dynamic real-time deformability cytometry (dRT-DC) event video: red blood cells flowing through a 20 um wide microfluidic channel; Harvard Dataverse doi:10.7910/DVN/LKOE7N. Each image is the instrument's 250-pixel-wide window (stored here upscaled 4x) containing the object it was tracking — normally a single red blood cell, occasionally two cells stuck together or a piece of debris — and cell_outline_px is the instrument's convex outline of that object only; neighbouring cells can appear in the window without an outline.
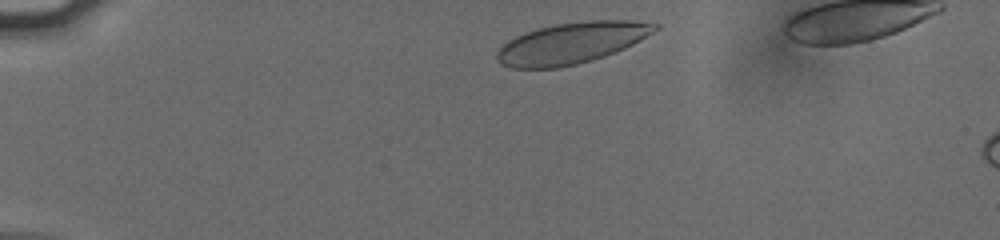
{"species": "human", "species_latin": "Homo sapiens", "temperature_condition": "cold", "stored_images_in_passage": 39, "camera_frame_rate_fps": 3000, "um_per_image_px": 0.085, "donor": {"sex": "male"}, "frame": {"image": 1, "passage_image": 2, "time_ms": 0.333, "image_size_px": [1000, 240], "cell_outline_px": [[660, 28], [632, 44], [624, 48], [604, 56], [592, 60], [576, 64], [556, 68], [512, 68], [500, 64], [496, 60], [496, 52], [508, 40], [524, 32], [556, 24], [588, 20], [632, 20], [660, 24]], "centroid_in_image_um": [48.57, 3.65], "position_along_channel_um": 36.4, "area_um2": 37.8}}
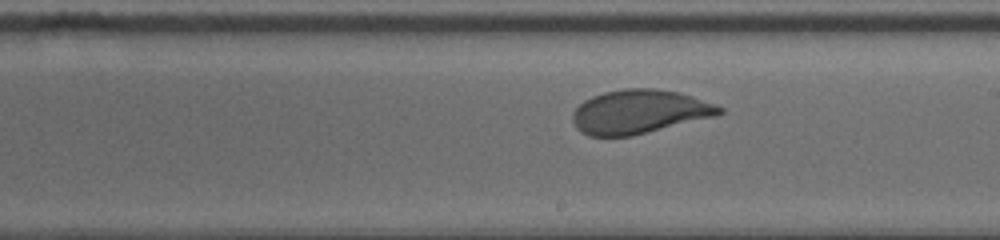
{"frame": {"image": 2, "passage_image": 23, "time_ms": 7.333, "image_size_px": [1000, 240], "cell_outline_px": [[724, 112], [716, 116], [632, 136], [588, 136], [580, 132], [576, 128], [572, 120], [572, 112], [584, 100], [592, 96], [604, 92], [624, 88], [656, 88], [680, 92], [716, 104], [724, 108]], "centroid_in_image_um": [54.34, 9.49], "position_along_channel_um": 234.7, "area_um2": 37.8}}
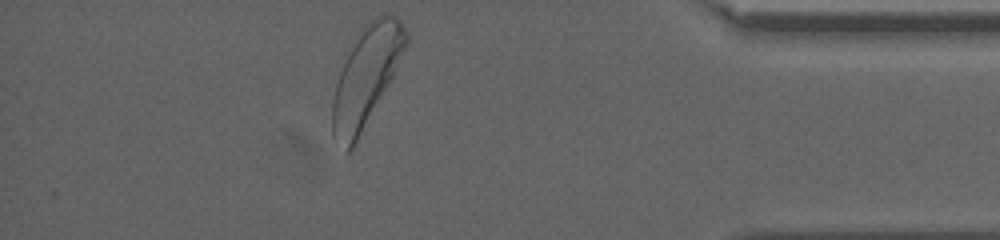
{"frame": {"image": 3, "passage_image": 39, "time_ms": 12.667, "image_size_px": [1000, 240], "cell_outline_px": [[408, 44], [388, 84], [352, 148], [348, 152], [344, 152], [332, 136], [332, 100], [344, 52], [360, 28], [372, 16], [384, 12], [396, 16], [404, 24], [408, 32]], "centroid_in_image_um": [31.1, 6.39], "position_along_channel_um": 404.1, "area_um2": 43.12}, "authors_computed_cell_mechanics": {"area_um2": 37.859, "velocity_mm_per_s": 3.7637, "shape_relaxation_time_tau1_ms": 7.04, "shape_relaxation_time_tau2_ms": null, "deformation_change_tau1": 0.1997, "deformation_change_tau2": null}}